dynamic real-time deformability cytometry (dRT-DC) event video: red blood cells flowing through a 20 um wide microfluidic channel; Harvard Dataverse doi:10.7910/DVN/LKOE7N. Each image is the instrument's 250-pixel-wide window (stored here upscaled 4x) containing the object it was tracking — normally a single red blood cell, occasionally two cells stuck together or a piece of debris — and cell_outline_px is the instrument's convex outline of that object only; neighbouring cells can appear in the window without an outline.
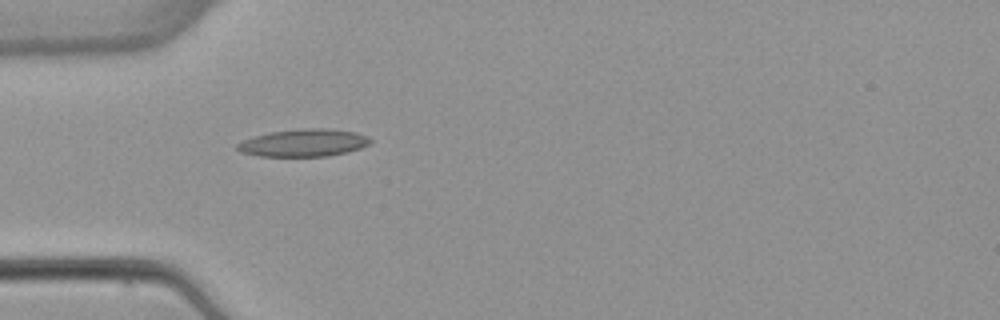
{"species": "common noctule bat (a hibernating species)", "species_latin": "Nyctalus noctula", "temperature_condition": "warm", "stored_images_in_passage": 4, "camera_frame_rate_fps": 3000, "um_per_image_px": 0.085, "animal": {"sex": "female", "body_mass_g": 22.7, "forearm_length_mm": 54.2}, "frame": {"image": 1, "passage_image": 4, "time_ms": 3.667, "image_size_px": [1000, 320], "cell_outline_px": [[372, 140], [368, 144], [360, 148], [348, 152], [328, 156], [260, 156], [240, 152], [236, 148], [236, 144], [244, 140], [268, 132], [304, 128], [328, 128], [356, 132], [368, 136]], "centroid_in_image_um": [25.82, 12.13], "position_along_channel_um": 59.2, "area_um2": 21.33}}